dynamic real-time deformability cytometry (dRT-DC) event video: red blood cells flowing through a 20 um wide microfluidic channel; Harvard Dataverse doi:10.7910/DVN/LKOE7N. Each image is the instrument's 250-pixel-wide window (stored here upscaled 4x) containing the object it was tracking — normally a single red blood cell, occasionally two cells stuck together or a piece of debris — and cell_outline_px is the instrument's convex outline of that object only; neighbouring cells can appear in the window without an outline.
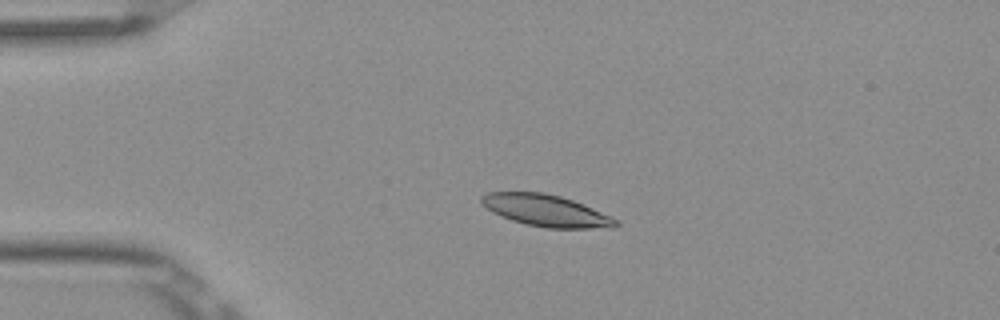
{"species": "Egyptian fruit bat (a non-hibernating species)", "species_latin": "Rousettus aegyptiacus", "temperature_condition": "room temperature", "stored_images_in_passage": 3, "camera_frame_rate_fps": 3000, "um_per_image_px": 0.085, "frame": {"image": 1, "passage_image": 2, "time_ms": 0.333, "image_size_px": [1000, 320], "cell_outline_px": [[620, 224], [612, 228], [548, 228], [524, 224], [500, 216], [492, 212], [480, 204], [480, 196], [488, 192], [544, 192], [560, 196], [572, 200], [612, 216], [620, 220]], "centroid_in_image_um": [46.41, 17.9], "position_along_channel_um": 38.6, "area_um2": 25.03}}